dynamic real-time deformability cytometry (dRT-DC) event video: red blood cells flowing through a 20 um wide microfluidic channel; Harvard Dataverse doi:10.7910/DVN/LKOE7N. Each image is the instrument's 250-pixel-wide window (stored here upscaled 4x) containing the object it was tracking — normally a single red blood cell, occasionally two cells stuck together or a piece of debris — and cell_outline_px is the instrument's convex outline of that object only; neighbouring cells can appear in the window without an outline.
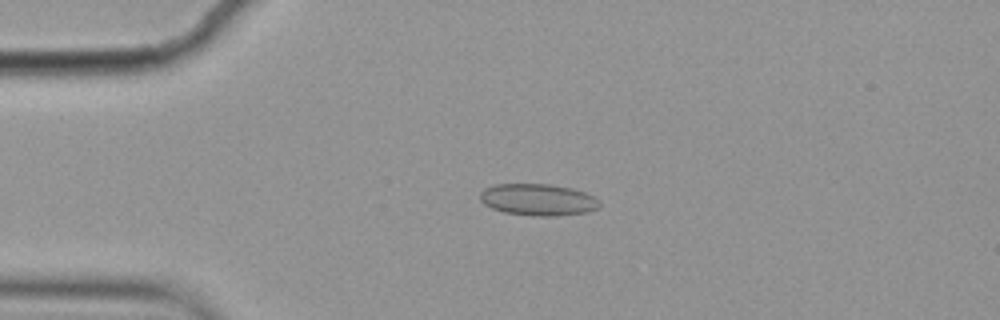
{"species": "common noctule bat (a hibernating species)", "species_latin": "Nyctalus noctula", "temperature_condition": "cold", "stored_images_in_passage": 4, "camera_frame_rate_fps": 3000, "um_per_image_px": 0.085, "animal": {"sex": "female", "body_mass_g": 19.9}, "frame": {"image": 1, "passage_image": 3, "time_ms": 0.667, "image_size_px": [1000, 320], "cell_outline_px": [[600, 208], [584, 212], [556, 216], [532, 216], [504, 212], [492, 208], [484, 204], [480, 200], [480, 192], [484, 188], [496, 184], [548, 184], [572, 188], [584, 192], [600, 200]], "centroid_in_image_um": [45.72, 16.97], "position_along_channel_um": 39.3, "area_um2": 22.14}}